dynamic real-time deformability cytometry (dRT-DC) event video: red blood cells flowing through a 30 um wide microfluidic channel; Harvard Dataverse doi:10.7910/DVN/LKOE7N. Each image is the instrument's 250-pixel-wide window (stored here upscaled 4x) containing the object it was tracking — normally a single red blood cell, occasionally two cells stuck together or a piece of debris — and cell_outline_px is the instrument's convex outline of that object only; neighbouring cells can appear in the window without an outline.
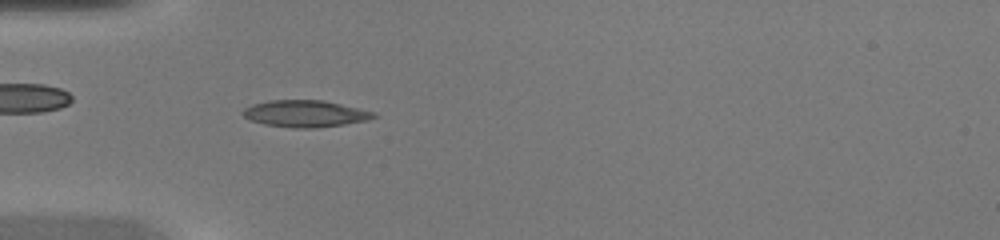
{"species": "common noctule bat (a hibernating species)", "species_latin": "Nyctalus noctula", "temperature_condition": "warm", "stored_images_in_passage": 46, "camera_frame_rate_fps": 3000, "um_per_image_px": 0.085, "animal": {"sex": "female", "body_mass_g": 20.0, "forearm_length_mm": 54.0}, "frame": {"image": 1, "passage_image": 15, "time_ms": 4.667, "image_size_px": [1000, 240], "cell_outline_px": [[376, 116], [368, 120], [344, 124], [316, 128], [292, 128], [264, 124], [248, 120], [240, 112], [244, 108], [252, 104], [268, 100], [324, 100], [376, 112]], "centroid_in_image_um": [25.91, 9.66], "position_along_channel_um": 59.1, "area_um2": 20.58}}
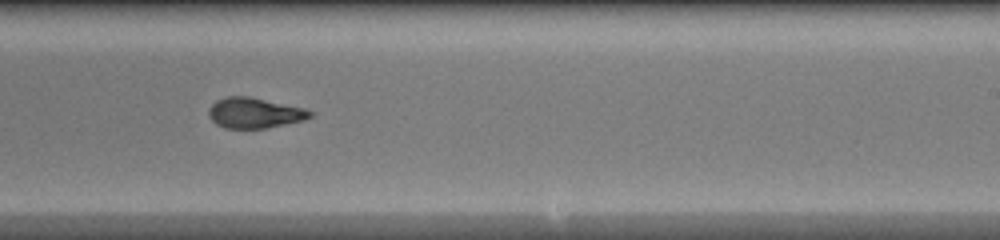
{"frame": {"image": 2, "passage_image": 29, "time_ms": 9.333, "image_size_px": [1000, 240], "cell_outline_px": [[312, 116], [304, 120], [264, 128], [224, 128], [216, 124], [208, 116], [208, 108], [216, 100], [228, 96], [248, 96], [304, 108], [312, 112]], "centroid_in_image_um": [21.59, 9.59], "position_along_channel_um": 267.4, "area_um2": 17.86}}
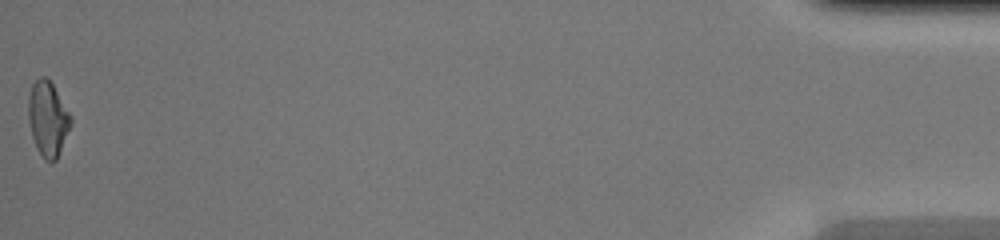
{"frame": {"image": 3, "passage_image": 46, "time_ms": 15.0, "image_size_px": [1000, 240], "cell_outline_px": [[72, 124], [56, 160], [44, 160], [36, 148], [32, 136], [28, 120], [28, 96], [32, 84], [40, 76], [44, 76], [52, 84], [72, 116]], "centroid_in_image_um": [4.06, 10.09], "position_along_channel_um": 431.1, "area_um2": 18.5}}